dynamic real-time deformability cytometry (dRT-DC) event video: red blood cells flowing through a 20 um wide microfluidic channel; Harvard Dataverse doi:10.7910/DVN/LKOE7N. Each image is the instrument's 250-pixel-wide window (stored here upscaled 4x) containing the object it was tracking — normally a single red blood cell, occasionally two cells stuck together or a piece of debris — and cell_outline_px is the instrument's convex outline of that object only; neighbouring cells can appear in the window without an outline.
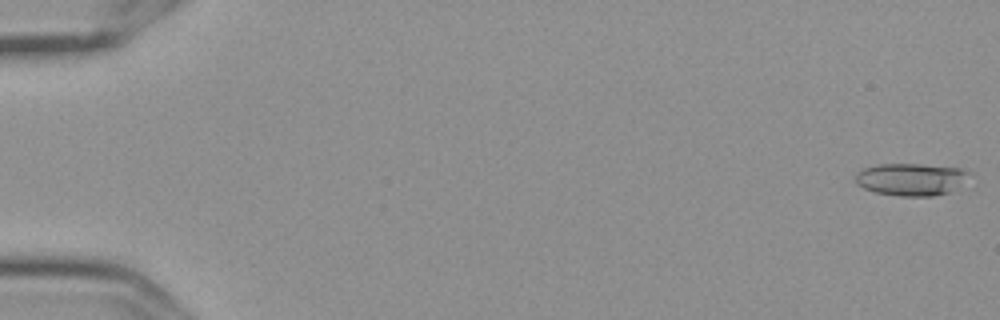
{"species": "Egyptian fruit bat (a non-hibernating species)", "species_latin": "Rousettus aegyptiacus", "temperature_condition": "cold", "stored_images_in_passage": 57, "camera_frame_rate_fps": 3000, "um_per_image_px": 0.085, "frame": {"image": 1, "passage_image": 1, "time_ms": 0.0, "image_size_px": [1000, 320], "cell_outline_px": [[972, 172], [948, 192], [932, 196], [900, 196], [876, 192], [864, 188], [856, 184], [856, 172], [864, 168], [880, 164], [920, 164], [960, 168]], "centroid_in_image_um": [77.38, 15.23], "position_along_channel_um": 7.6, "area_um2": 21.04}}
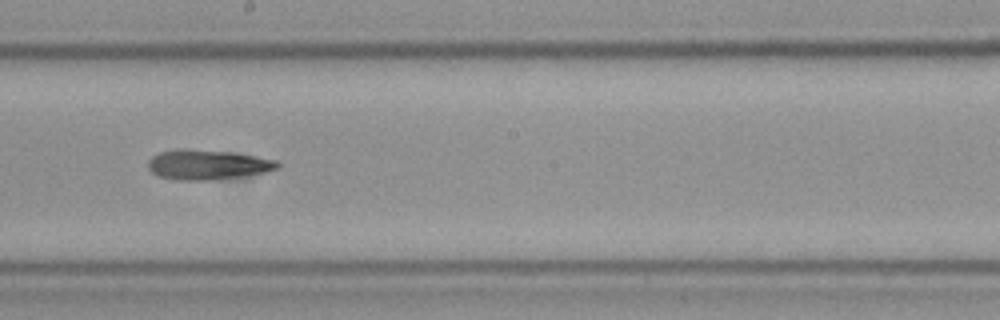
{"frame": {"image": 2, "passage_image": 33, "time_ms": 10.667, "image_size_px": [1000, 320], "cell_outline_px": [[280, 164], [276, 168], [264, 172], [240, 176], [212, 180], [180, 180], [156, 176], [148, 168], [148, 160], [152, 156], [160, 152], [176, 148], [184, 148], [232, 152], [276, 160]], "centroid_in_image_um": [17.57, 13.98], "position_along_channel_um": 230.6, "area_um2": 22.48}}
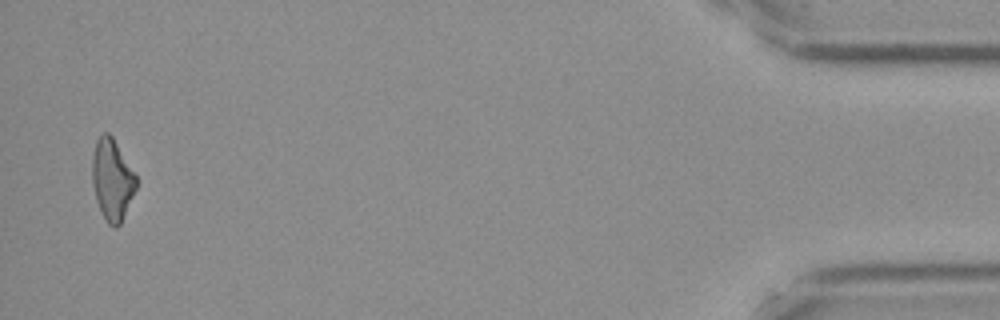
{"frame": {"image": 3, "passage_image": 56, "time_ms": 18.333, "image_size_px": [1000, 320], "cell_outline_px": [[136, 188], [120, 224], [116, 228], [112, 228], [104, 220], [96, 200], [92, 180], [92, 156], [96, 140], [104, 132], [108, 132], [112, 136], [136, 176]], "centroid_in_image_um": [9.51, 15.29], "position_along_channel_um": 425.7, "area_um2": 20.63}, "authors_computed_cell_mechanics": {"area_um2": 21.386, "velocity_mm_per_s": 3.5966, "shape_relaxation_time_tau1_ms": null, "shape_relaxation_time_tau2_ms": 7.9314, "deformation_change_tau1": null, "deformation_change_tau2": 0.2174}}